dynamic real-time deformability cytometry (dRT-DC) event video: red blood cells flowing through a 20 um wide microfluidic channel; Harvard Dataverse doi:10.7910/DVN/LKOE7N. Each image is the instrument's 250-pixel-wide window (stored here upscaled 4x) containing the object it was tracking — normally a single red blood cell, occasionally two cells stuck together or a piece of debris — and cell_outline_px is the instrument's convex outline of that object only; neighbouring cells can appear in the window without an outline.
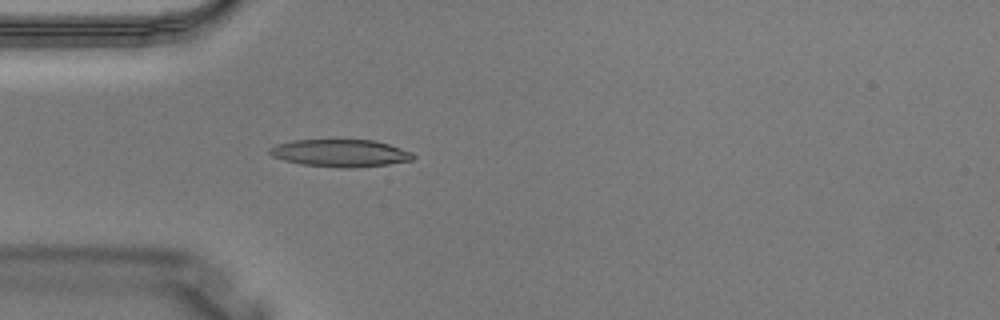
{"species": "Egyptian fruit bat (a non-hibernating species)", "species_latin": "Rousettus aegyptiacus", "temperature_condition": "warm", "stored_images_in_passage": 3, "camera_frame_rate_fps": 3000, "um_per_image_px": 0.085, "animal": {"sex": "male"}, "frame": {"image": 1, "passage_image": 3, "time_ms": 0.667, "image_size_px": [1000, 320], "cell_outline_px": [[416, 156], [412, 160], [388, 164], [356, 168], [340, 168], [300, 164], [284, 160], [272, 156], [268, 152], [268, 148], [276, 144], [292, 140], [372, 140], [388, 144], [412, 152]], "centroid_in_image_um": [28.9, 13.02], "position_along_channel_um": 56.1, "area_um2": 23.0}}